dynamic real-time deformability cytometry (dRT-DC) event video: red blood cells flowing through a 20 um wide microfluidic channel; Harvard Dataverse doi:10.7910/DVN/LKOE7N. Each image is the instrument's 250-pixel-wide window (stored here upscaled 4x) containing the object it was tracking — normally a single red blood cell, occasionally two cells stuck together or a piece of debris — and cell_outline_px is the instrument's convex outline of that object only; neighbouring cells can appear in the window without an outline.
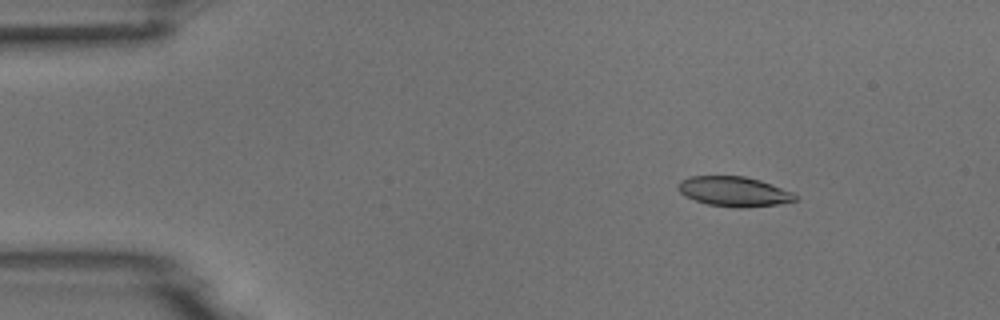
{"species": "common noctule bat (a hibernating species)", "species_latin": "Nyctalus noctula", "temperature_condition": "room temperature", "stored_images_in_passage": 4, "camera_frame_rate_fps": 3000, "um_per_image_px": 0.085, "animal": {"sex": "male", "body_mass_g": 18.8}, "frame": {"image": 1, "passage_image": 2, "time_ms": 1.0, "image_size_px": [1000, 320], "cell_outline_px": [[800, 196], [796, 200], [780, 204], [744, 208], [736, 208], [708, 204], [684, 196], [676, 188], [680, 180], [692, 176], [744, 176], [760, 180], [792, 192]], "centroid_in_image_um": [62.39, 16.28], "position_along_channel_um": 22.6, "area_um2": 20.46}}